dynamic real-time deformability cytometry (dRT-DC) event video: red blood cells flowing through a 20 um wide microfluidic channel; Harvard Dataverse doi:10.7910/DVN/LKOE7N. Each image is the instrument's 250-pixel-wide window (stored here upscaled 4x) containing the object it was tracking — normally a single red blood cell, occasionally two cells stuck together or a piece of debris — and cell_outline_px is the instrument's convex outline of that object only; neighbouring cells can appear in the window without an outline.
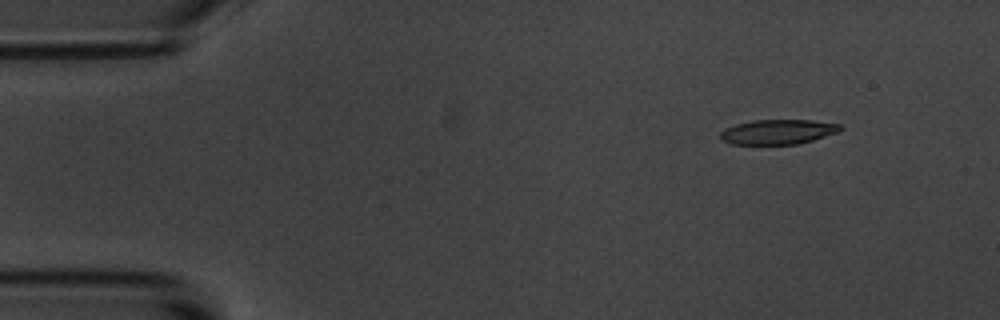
{"species": "common noctule bat (a hibernating species)", "species_latin": "Nyctalus noctula", "temperature_condition": "room temperature", "stored_images_in_passage": 5, "camera_frame_rate_fps": 3000, "um_per_image_px": 0.085, "animal": {"sex": "male", "body_mass_g": 20.1, "forearm_length_mm": 53.5}, "frame": {"image": 1, "passage_image": 1, "time_ms": 0.0, "image_size_px": [1000, 320], "cell_outline_px": [[844, 128], [840, 132], [812, 140], [796, 144], [732, 144], [720, 140], [720, 132], [724, 128], [736, 124], [752, 120], [812, 120], [840, 124]], "centroid_in_image_um": [66.12, 11.2], "position_along_channel_um": 18.9, "area_um2": 17.46}}
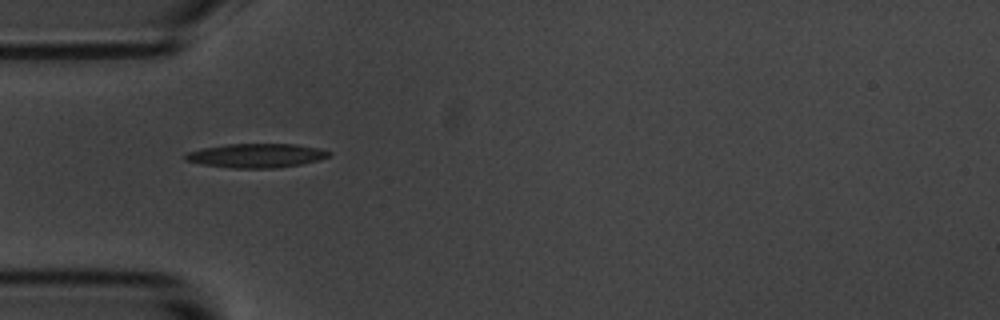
{"frame": {"image": 2, "passage_image": 4, "time_ms": 3.667, "image_size_px": [1000, 320], "cell_outline_px": [[332, 152], [328, 156], [320, 160], [280, 168], [232, 168], [204, 164], [184, 160], [184, 152], [200, 148], [224, 144], [296, 144], [316, 148]], "centroid_in_image_um": [21.73, 13.22], "position_along_channel_um": 63.3, "area_um2": 20.23}}